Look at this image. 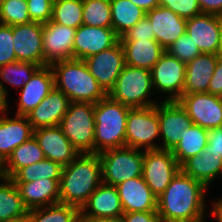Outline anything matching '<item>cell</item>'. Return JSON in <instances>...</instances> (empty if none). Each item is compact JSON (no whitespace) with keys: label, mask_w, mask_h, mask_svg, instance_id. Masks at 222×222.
<instances>
[{"label":"cell","mask_w":222,"mask_h":222,"mask_svg":"<svg viewBox=\"0 0 222 222\" xmlns=\"http://www.w3.org/2000/svg\"><path fill=\"white\" fill-rule=\"evenodd\" d=\"M210 214L214 216L216 221L222 222V198L213 202Z\"/></svg>","instance_id":"obj_49"},{"label":"cell","mask_w":222,"mask_h":222,"mask_svg":"<svg viewBox=\"0 0 222 222\" xmlns=\"http://www.w3.org/2000/svg\"><path fill=\"white\" fill-rule=\"evenodd\" d=\"M81 0H54L51 21L77 29L83 24Z\"/></svg>","instance_id":"obj_35"},{"label":"cell","mask_w":222,"mask_h":222,"mask_svg":"<svg viewBox=\"0 0 222 222\" xmlns=\"http://www.w3.org/2000/svg\"><path fill=\"white\" fill-rule=\"evenodd\" d=\"M83 24L94 27H112L110 0L83 2Z\"/></svg>","instance_id":"obj_37"},{"label":"cell","mask_w":222,"mask_h":222,"mask_svg":"<svg viewBox=\"0 0 222 222\" xmlns=\"http://www.w3.org/2000/svg\"><path fill=\"white\" fill-rule=\"evenodd\" d=\"M54 0H27L29 17L32 22L47 23L52 18Z\"/></svg>","instance_id":"obj_42"},{"label":"cell","mask_w":222,"mask_h":222,"mask_svg":"<svg viewBox=\"0 0 222 222\" xmlns=\"http://www.w3.org/2000/svg\"><path fill=\"white\" fill-rule=\"evenodd\" d=\"M43 24L29 22L12 25L13 44L17 61L30 62L44 66L42 47Z\"/></svg>","instance_id":"obj_15"},{"label":"cell","mask_w":222,"mask_h":222,"mask_svg":"<svg viewBox=\"0 0 222 222\" xmlns=\"http://www.w3.org/2000/svg\"><path fill=\"white\" fill-rule=\"evenodd\" d=\"M153 93L150 70L125 65L107 95L130 108H144L157 104L149 97Z\"/></svg>","instance_id":"obj_5"},{"label":"cell","mask_w":222,"mask_h":222,"mask_svg":"<svg viewBox=\"0 0 222 222\" xmlns=\"http://www.w3.org/2000/svg\"><path fill=\"white\" fill-rule=\"evenodd\" d=\"M90 73L108 94L125 67V53L118 41L113 47L94 54L84 60Z\"/></svg>","instance_id":"obj_13"},{"label":"cell","mask_w":222,"mask_h":222,"mask_svg":"<svg viewBox=\"0 0 222 222\" xmlns=\"http://www.w3.org/2000/svg\"><path fill=\"white\" fill-rule=\"evenodd\" d=\"M159 5L171 9L186 20L202 13L198 0H159Z\"/></svg>","instance_id":"obj_40"},{"label":"cell","mask_w":222,"mask_h":222,"mask_svg":"<svg viewBox=\"0 0 222 222\" xmlns=\"http://www.w3.org/2000/svg\"><path fill=\"white\" fill-rule=\"evenodd\" d=\"M128 66L151 70L165 49L156 40H119Z\"/></svg>","instance_id":"obj_27"},{"label":"cell","mask_w":222,"mask_h":222,"mask_svg":"<svg viewBox=\"0 0 222 222\" xmlns=\"http://www.w3.org/2000/svg\"><path fill=\"white\" fill-rule=\"evenodd\" d=\"M0 18L5 25H21L31 22L27 0H6L0 6Z\"/></svg>","instance_id":"obj_38"},{"label":"cell","mask_w":222,"mask_h":222,"mask_svg":"<svg viewBox=\"0 0 222 222\" xmlns=\"http://www.w3.org/2000/svg\"><path fill=\"white\" fill-rule=\"evenodd\" d=\"M202 13L222 16V0H198Z\"/></svg>","instance_id":"obj_47"},{"label":"cell","mask_w":222,"mask_h":222,"mask_svg":"<svg viewBox=\"0 0 222 222\" xmlns=\"http://www.w3.org/2000/svg\"><path fill=\"white\" fill-rule=\"evenodd\" d=\"M80 222H123V219L121 216L102 218H80Z\"/></svg>","instance_id":"obj_50"},{"label":"cell","mask_w":222,"mask_h":222,"mask_svg":"<svg viewBox=\"0 0 222 222\" xmlns=\"http://www.w3.org/2000/svg\"><path fill=\"white\" fill-rule=\"evenodd\" d=\"M146 16L151 22L155 40L165 50L186 33L187 20L181 18L171 9L159 5L146 12Z\"/></svg>","instance_id":"obj_20"},{"label":"cell","mask_w":222,"mask_h":222,"mask_svg":"<svg viewBox=\"0 0 222 222\" xmlns=\"http://www.w3.org/2000/svg\"><path fill=\"white\" fill-rule=\"evenodd\" d=\"M60 180L40 179L26 183H14L28 210L60 203Z\"/></svg>","instance_id":"obj_25"},{"label":"cell","mask_w":222,"mask_h":222,"mask_svg":"<svg viewBox=\"0 0 222 222\" xmlns=\"http://www.w3.org/2000/svg\"><path fill=\"white\" fill-rule=\"evenodd\" d=\"M193 124L206 130L222 127V97L208 92L183 94L178 100Z\"/></svg>","instance_id":"obj_11"},{"label":"cell","mask_w":222,"mask_h":222,"mask_svg":"<svg viewBox=\"0 0 222 222\" xmlns=\"http://www.w3.org/2000/svg\"><path fill=\"white\" fill-rule=\"evenodd\" d=\"M45 159L44 152L37 140L32 136L16 147L8 159L2 164L3 177L11 178L19 169Z\"/></svg>","instance_id":"obj_29"},{"label":"cell","mask_w":222,"mask_h":222,"mask_svg":"<svg viewBox=\"0 0 222 222\" xmlns=\"http://www.w3.org/2000/svg\"><path fill=\"white\" fill-rule=\"evenodd\" d=\"M123 222H162L157 211L124 212Z\"/></svg>","instance_id":"obj_44"},{"label":"cell","mask_w":222,"mask_h":222,"mask_svg":"<svg viewBox=\"0 0 222 222\" xmlns=\"http://www.w3.org/2000/svg\"><path fill=\"white\" fill-rule=\"evenodd\" d=\"M123 213L117 188L102 183L80 209V218L119 217Z\"/></svg>","instance_id":"obj_23"},{"label":"cell","mask_w":222,"mask_h":222,"mask_svg":"<svg viewBox=\"0 0 222 222\" xmlns=\"http://www.w3.org/2000/svg\"><path fill=\"white\" fill-rule=\"evenodd\" d=\"M118 41L119 37L112 27H94L82 24L76 29L73 59L85 60L113 47Z\"/></svg>","instance_id":"obj_16"},{"label":"cell","mask_w":222,"mask_h":222,"mask_svg":"<svg viewBox=\"0 0 222 222\" xmlns=\"http://www.w3.org/2000/svg\"><path fill=\"white\" fill-rule=\"evenodd\" d=\"M208 188L181 170L157 198L162 222H205V196Z\"/></svg>","instance_id":"obj_1"},{"label":"cell","mask_w":222,"mask_h":222,"mask_svg":"<svg viewBox=\"0 0 222 222\" xmlns=\"http://www.w3.org/2000/svg\"><path fill=\"white\" fill-rule=\"evenodd\" d=\"M217 60L216 54L201 53L186 63L183 94L208 92L209 82L213 76Z\"/></svg>","instance_id":"obj_26"},{"label":"cell","mask_w":222,"mask_h":222,"mask_svg":"<svg viewBox=\"0 0 222 222\" xmlns=\"http://www.w3.org/2000/svg\"><path fill=\"white\" fill-rule=\"evenodd\" d=\"M208 93L222 97V59L218 58L213 76L209 82Z\"/></svg>","instance_id":"obj_46"},{"label":"cell","mask_w":222,"mask_h":222,"mask_svg":"<svg viewBox=\"0 0 222 222\" xmlns=\"http://www.w3.org/2000/svg\"><path fill=\"white\" fill-rule=\"evenodd\" d=\"M172 150H145L142 177L158 198L180 171Z\"/></svg>","instance_id":"obj_10"},{"label":"cell","mask_w":222,"mask_h":222,"mask_svg":"<svg viewBox=\"0 0 222 222\" xmlns=\"http://www.w3.org/2000/svg\"><path fill=\"white\" fill-rule=\"evenodd\" d=\"M131 108L108 95L94 104V153L126 147L127 115Z\"/></svg>","instance_id":"obj_4"},{"label":"cell","mask_w":222,"mask_h":222,"mask_svg":"<svg viewBox=\"0 0 222 222\" xmlns=\"http://www.w3.org/2000/svg\"><path fill=\"white\" fill-rule=\"evenodd\" d=\"M3 178V173H2V165H0V179Z\"/></svg>","instance_id":"obj_54"},{"label":"cell","mask_w":222,"mask_h":222,"mask_svg":"<svg viewBox=\"0 0 222 222\" xmlns=\"http://www.w3.org/2000/svg\"><path fill=\"white\" fill-rule=\"evenodd\" d=\"M160 138L156 105L131 108L127 115L126 147L145 150L160 149L154 140Z\"/></svg>","instance_id":"obj_8"},{"label":"cell","mask_w":222,"mask_h":222,"mask_svg":"<svg viewBox=\"0 0 222 222\" xmlns=\"http://www.w3.org/2000/svg\"><path fill=\"white\" fill-rule=\"evenodd\" d=\"M33 136L44 152L45 158L69 165L80 153L63 134L59 125L34 129Z\"/></svg>","instance_id":"obj_18"},{"label":"cell","mask_w":222,"mask_h":222,"mask_svg":"<svg viewBox=\"0 0 222 222\" xmlns=\"http://www.w3.org/2000/svg\"><path fill=\"white\" fill-rule=\"evenodd\" d=\"M162 143L160 149L173 150L181 139L184 129L193 125L187 111L178 101H161L156 104Z\"/></svg>","instance_id":"obj_12"},{"label":"cell","mask_w":222,"mask_h":222,"mask_svg":"<svg viewBox=\"0 0 222 222\" xmlns=\"http://www.w3.org/2000/svg\"><path fill=\"white\" fill-rule=\"evenodd\" d=\"M0 115V162L3 164L13 150L33 136L34 129L23 115L7 118Z\"/></svg>","instance_id":"obj_24"},{"label":"cell","mask_w":222,"mask_h":222,"mask_svg":"<svg viewBox=\"0 0 222 222\" xmlns=\"http://www.w3.org/2000/svg\"><path fill=\"white\" fill-rule=\"evenodd\" d=\"M8 102H7V94L4 91V88L0 86V113L6 114L8 109Z\"/></svg>","instance_id":"obj_51"},{"label":"cell","mask_w":222,"mask_h":222,"mask_svg":"<svg viewBox=\"0 0 222 222\" xmlns=\"http://www.w3.org/2000/svg\"><path fill=\"white\" fill-rule=\"evenodd\" d=\"M28 222H80V209L63 203L29 210Z\"/></svg>","instance_id":"obj_33"},{"label":"cell","mask_w":222,"mask_h":222,"mask_svg":"<svg viewBox=\"0 0 222 222\" xmlns=\"http://www.w3.org/2000/svg\"><path fill=\"white\" fill-rule=\"evenodd\" d=\"M55 88L62 91L71 102L95 104L107 93L90 73L81 59H66L51 65Z\"/></svg>","instance_id":"obj_3"},{"label":"cell","mask_w":222,"mask_h":222,"mask_svg":"<svg viewBox=\"0 0 222 222\" xmlns=\"http://www.w3.org/2000/svg\"><path fill=\"white\" fill-rule=\"evenodd\" d=\"M155 40V34L151 28V22L147 16L137 22L119 40Z\"/></svg>","instance_id":"obj_43"},{"label":"cell","mask_w":222,"mask_h":222,"mask_svg":"<svg viewBox=\"0 0 222 222\" xmlns=\"http://www.w3.org/2000/svg\"><path fill=\"white\" fill-rule=\"evenodd\" d=\"M133 2L137 7H140L145 12L154 9L155 7L159 6V0H130Z\"/></svg>","instance_id":"obj_48"},{"label":"cell","mask_w":222,"mask_h":222,"mask_svg":"<svg viewBox=\"0 0 222 222\" xmlns=\"http://www.w3.org/2000/svg\"><path fill=\"white\" fill-rule=\"evenodd\" d=\"M59 126L80 154L94 153V104L71 102Z\"/></svg>","instance_id":"obj_6"},{"label":"cell","mask_w":222,"mask_h":222,"mask_svg":"<svg viewBox=\"0 0 222 222\" xmlns=\"http://www.w3.org/2000/svg\"><path fill=\"white\" fill-rule=\"evenodd\" d=\"M6 0H0V6L5 2Z\"/></svg>","instance_id":"obj_55"},{"label":"cell","mask_w":222,"mask_h":222,"mask_svg":"<svg viewBox=\"0 0 222 222\" xmlns=\"http://www.w3.org/2000/svg\"><path fill=\"white\" fill-rule=\"evenodd\" d=\"M14 51L12 26L0 25V66L16 62Z\"/></svg>","instance_id":"obj_41"},{"label":"cell","mask_w":222,"mask_h":222,"mask_svg":"<svg viewBox=\"0 0 222 222\" xmlns=\"http://www.w3.org/2000/svg\"><path fill=\"white\" fill-rule=\"evenodd\" d=\"M0 181V222L22 216H28V208L20 197L18 188L10 178Z\"/></svg>","instance_id":"obj_32"},{"label":"cell","mask_w":222,"mask_h":222,"mask_svg":"<svg viewBox=\"0 0 222 222\" xmlns=\"http://www.w3.org/2000/svg\"><path fill=\"white\" fill-rule=\"evenodd\" d=\"M1 222H28V221H27V216H22V217H17L13 219H7Z\"/></svg>","instance_id":"obj_52"},{"label":"cell","mask_w":222,"mask_h":222,"mask_svg":"<svg viewBox=\"0 0 222 222\" xmlns=\"http://www.w3.org/2000/svg\"><path fill=\"white\" fill-rule=\"evenodd\" d=\"M216 55L218 56V58L222 59V38H221L219 49Z\"/></svg>","instance_id":"obj_53"},{"label":"cell","mask_w":222,"mask_h":222,"mask_svg":"<svg viewBox=\"0 0 222 222\" xmlns=\"http://www.w3.org/2000/svg\"><path fill=\"white\" fill-rule=\"evenodd\" d=\"M205 150L222 157V127L208 130V143Z\"/></svg>","instance_id":"obj_45"},{"label":"cell","mask_w":222,"mask_h":222,"mask_svg":"<svg viewBox=\"0 0 222 222\" xmlns=\"http://www.w3.org/2000/svg\"><path fill=\"white\" fill-rule=\"evenodd\" d=\"M102 183L116 186L142 176L144 151L122 147L100 152Z\"/></svg>","instance_id":"obj_7"},{"label":"cell","mask_w":222,"mask_h":222,"mask_svg":"<svg viewBox=\"0 0 222 222\" xmlns=\"http://www.w3.org/2000/svg\"><path fill=\"white\" fill-rule=\"evenodd\" d=\"M62 166L50 159L19 169L10 179L13 183H26L42 179L60 180Z\"/></svg>","instance_id":"obj_34"},{"label":"cell","mask_w":222,"mask_h":222,"mask_svg":"<svg viewBox=\"0 0 222 222\" xmlns=\"http://www.w3.org/2000/svg\"><path fill=\"white\" fill-rule=\"evenodd\" d=\"M54 87V74L51 66L39 67L20 89L15 114L26 116L41 103Z\"/></svg>","instance_id":"obj_19"},{"label":"cell","mask_w":222,"mask_h":222,"mask_svg":"<svg viewBox=\"0 0 222 222\" xmlns=\"http://www.w3.org/2000/svg\"><path fill=\"white\" fill-rule=\"evenodd\" d=\"M150 72L155 93L165 96L162 101H178L181 98L185 85L186 63L165 51Z\"/></svg>","instance_id":"obj_9"},{"label":"cell","mask_w":222,"mask_h":222,"mask_svg":"<svg viewBox=\"0 0 222 222\" xmlns=\"http://www.w3.org/2000/svg\"><path fill=\"white\" fill-rule=\"evenodd\" d=\"M208 143V130L193 124L191 127L184 129L181 139L176 147L172 150L179 165L192 156L199 155Z\"/></svg>","instance_id":"obj_30"},{"label":"cell","mask_w":222,"mask_h":222,"mask_svg":"<svg viewBox=\"0 0 222 222\" xmlns=\"http://www.w3.org/2000/svg\"><path fill=\"white\" fill-rule=\"evenodd\" d=\"M124 212L157 211V198L142 176L115 186Z\"/></svg>","instance_id":"obj_22"},{"label":"cell","mask_w":222,"mask_h":222,"mask_svg":"<svg viewBox=\"0 0 222 222\" xmlns=\"http://www.w3.org/2000/svg\"><path fill=\"white\" fill-rule=\"evenodd\" d=\"M186 33L201 53L217 54L222 38V16L201 13L187 19Z\"/></svg>","instance_id":"obj_17"},{"label":"cell","mask_w":222,"mask_h":222,"mask_svg":"<svg viewBox=\"0 0 222 222\" xmlns=\"http://www.w3.org/2000/svg\"><path fill=\"white\" fill-rule=\"evenodd\" d=\"M102 184V166L98 154H79L62 168L59 182L60 203L79 209Z\"/></svg>","instance_id":"obj_2"},{"label":"cell","mask_w":222,"mask_h":222,"mask_svg":"<svg viewBox=\"0 0 222 222\" xmlns=\"http://www.w3.org/2000/svg\"><path fill=\"white\" fill-rule=\"evenodd\" d=\"M75 33V28L51 20L43 24L44 66H51L66 59H73Z\"/></svg>","instance_id":"obj_14"},{"label":"cell","mask_w":222,"mask_h":222,"mask_svg":"<svg viewBox=\"0 0 222 222\" xmlns=\"http://www.w3.org/2000/svg\"><path fill=\"white\" fill-rule=\"evenodd\" d=\"M39 67L35 63L21 61L0 66V86L4 88L5 93L8 95V91L2 82L10 84L13 87L22 88Z\"/></svg>","instance_id":"obj_36"},{"label":"cell","mask_w":222,"mask_h":222,"mask_svg":"<svg viewBox=\"0 0 222 222\" xmlns=\"http://www.w3.org/2000/svg\"><path fill=\"white\" fill-rule=\"evenodd\" d=\"M110 5L112 28L119 38L146 16V12L130 0H110Z\"/></svg>","instance_id":"obj_31"},{"label":"cell","mask_w":222,"mask_h":222,"mask_svg":"<svg viewBox=\"0 0 222 222\" xmlns=\"http://www.w3.org/2000/svg\"><path fill=\"white\" fill-rule=\"evenodd\" d=\"M70 104L71 100L54 87L26 117L33 129L57 126L68 111Z\"/></svg>","instance_id":"obj_21"},{"label":"cell","mask_w":222,"mask_h":222,"mask_svg":"<svg viewBox=\"0 0 222 222\" xmlns=\"http://www.w3.org/2000/svg\"><path fill=\"white\" fill-rule=\"evenodd\" d=\"M180 169L184 174L202 182L208 188L217 176L222 175L221 156L204 149L199 155L185 160L180 165Z\"/></svg>","instance_id":"obj_28"},{"label":"cell","mask_w":222,"mask_h":222,"mask_svg":"<svg viewBox=\"0 0 222 222\" xmlns=\"http://www.w3.org/2000/svg\"><path fill=\"white\" fill-rule=\"evenodd\" d=\"M165 51L184 63H188L189 61L193 60L196 56L201 54L200 50L198 49V45H196L192 41V38L187 33L181 35Z\"/></svg>","instance_id":"obj_39"}]
</instances>
